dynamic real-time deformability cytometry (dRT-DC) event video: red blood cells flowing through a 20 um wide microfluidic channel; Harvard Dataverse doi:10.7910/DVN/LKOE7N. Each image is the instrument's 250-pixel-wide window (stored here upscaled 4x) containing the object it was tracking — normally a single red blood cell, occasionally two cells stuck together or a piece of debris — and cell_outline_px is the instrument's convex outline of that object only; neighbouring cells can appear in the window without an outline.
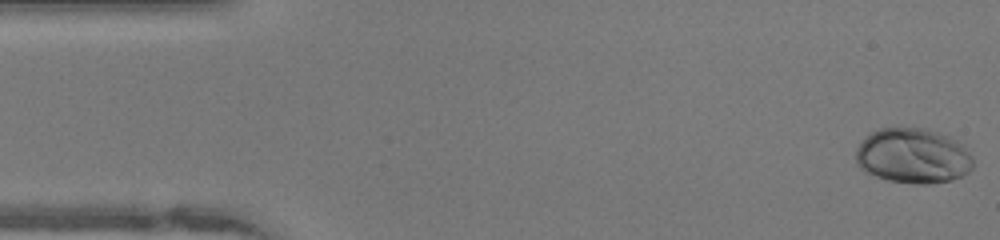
{"species": "human", "species_latin": "Homo sapiens", "temperature_condition": "warm", "stored_images_in_passage": 48, "camera_frame_rate_fps": 3000, "um_per_image_px": 0.085, "donor": {"sex": "female"}, "frame": {"image": 1, "passage_image": 1, "time_ms": 0.0, "image_size_px": [1000, 240], "cell_outline_px": [[972, 168], [968, 172], [952, 180], [928, 184], [916, 184], [888, 180], [864, 172], [856, 164], [856, 148], [864, 136], [880, 128], [928, 128], [948, 136], [964, 144], [972, 156]], "centroid_in_image_um": [77.59, 13.24], "position_along_channel_um": 7.4, "area_um2": 38.03}}
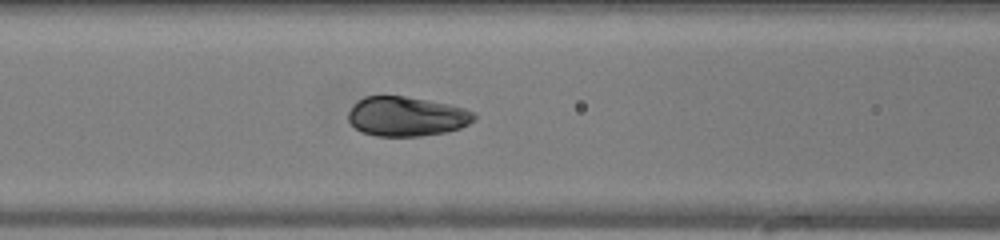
{"frame": {"image": 2, "passage_image": 19, "time_ms": 6.0, "image_size_px": [1000, 240], "cell_outline_px": [[476, 116], [468, 124], [460, 128], [448, 132], [420, 136], [376, 136], [364, 132], [356, 128], [348, 120], [348, 112], [364, 96], [404, 96], [428, 100], [448, 104], [464, 108], [476, 112]], "centroid_in_image_um": [34.59, 9.9], "position_along_channel_um": 132.0, "area_um2": 28.84}}
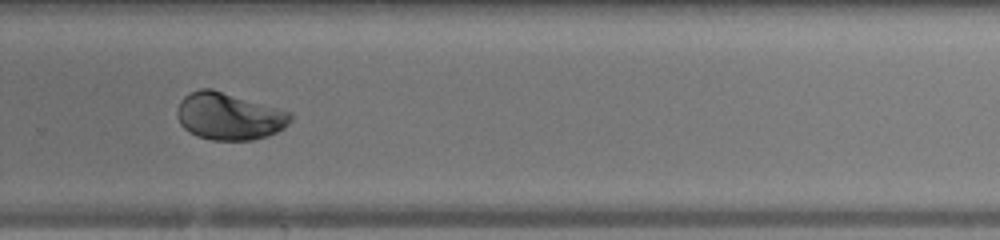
{"frame": {"image": 3, "passage_image": 32, "time_ms": 10.333, "image_size_px": [1000, 240], "cell_outline_px": [[292, 120], [284, 128], [268, 136], [252, 140], [212, 140], [196, 136], [188, 132], [180, 124], [176, 116], [176, 112], [180, 100], [184, 96], [200, 88], [212, 88], [280, 108], [292, 112]], "centroid_in_image_um": [19.47, 9.88], "position_along_channel_um": 310.3, "area_um2": 31.56}, "authors_computed_cell_mechanics": {"area_um2": 31.5877, "velocity_mm_per_s": 4.1259, "shape_relaxation_time_tau1_ms": 2.6307, "shape_relaxation_time_tau2_ms": null, "deformation_change_tau1": 0.129, "deformation_change_tau2": null}}